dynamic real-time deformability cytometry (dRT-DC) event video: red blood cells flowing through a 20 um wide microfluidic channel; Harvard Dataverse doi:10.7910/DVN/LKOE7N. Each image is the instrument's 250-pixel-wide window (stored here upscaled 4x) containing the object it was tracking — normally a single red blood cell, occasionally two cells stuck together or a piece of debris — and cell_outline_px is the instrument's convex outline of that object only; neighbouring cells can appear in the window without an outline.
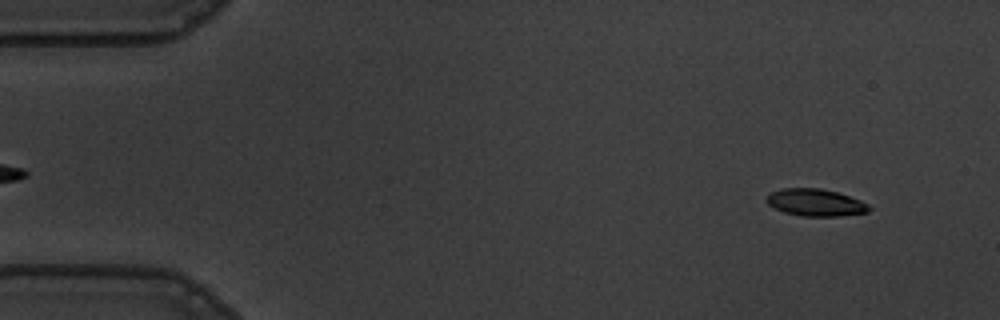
{"species": "common noctule bat (a hibernating species)", "species_latin": "Nyctalus noctula", "temperature_condition": "warm", "stored_images_in_passage": 56, "camera_frame_rate_fps": 3000, "um_per_image_px": 0.085, "animal": {"sex": "male", "body_mass_g": 19.5, "forearm_length_mm": 54.6}, "frame": {"image": 1, "passage_image": 4, "time_ms": 1.0, "image_size_px": [1000, 320], "cell_outline_px": [[872, 208], [868, 212], [840, 216], [804, 216], [784, 212], [768, 204], [764, 200], [772, 192], [784, 188], [820, 188], [836, 192], [860, 200], [868, 204]], "centroid_in_image_um": [69.33, 17.22], "position_along_channel_um": 15.7, "area_um2": 16.07}}
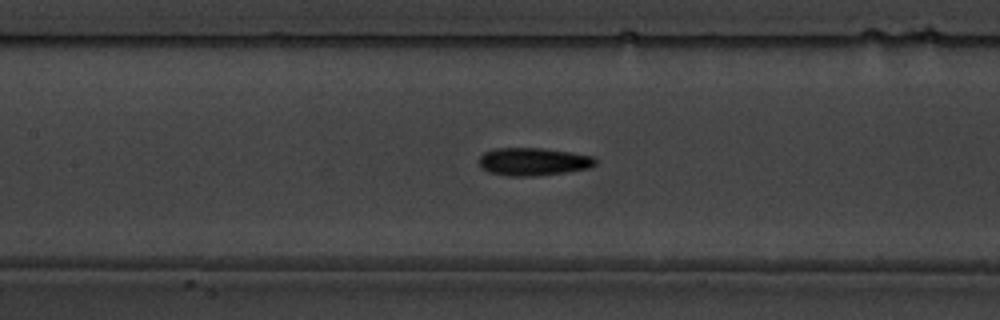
{"frame": {"image": 2, "passage_image": 25, "time_ms": 8.0, "image_size_px": [1000, 320], "cell_outline_px": [[596, 164], [588, 168], [568, 172], [536, 176], [512, 176], [488, 172], [480, 164], [480, 156], [484, 152], [496, 148], [540, 148], [572, 152], [596, 156]], "centroid_in_image_um": [45.38, 13.73], "position_along_channel_um": 162.0, "area_um2": 18.9}}
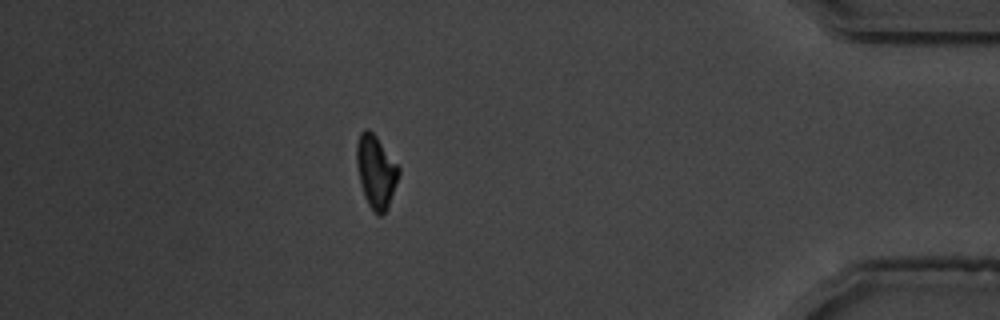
{"frame": {"image": 3, "passage_image": 49, "time_ms": 16.0, "image_size_px": [1000, 320], "cell_outline_px": [[400, 172], [388, 204], [384, 212], [380, 216], [368, 204], [364, 196], [360, 184], [356, 164], [356, 144], [360, 132], [364, 128], [368, 128], [376, 136], [400, 168]], "centroid_in_image_um": [31.92, 14.52], "position_along_channel_um": 403.3, "area_um2": 17.57}, "authors_computed_cell_mechanics": {"area_um2": 17.5712, "velocity_mm_per_s": 3.5678, "shape_relaxation_time_tau1_ms": 2.4639, "shape_relaxation_time_tau2_ms": 3.747, "deformation_change_tau1": 0.1155, "deformation_change_tau2": 0.0983}}